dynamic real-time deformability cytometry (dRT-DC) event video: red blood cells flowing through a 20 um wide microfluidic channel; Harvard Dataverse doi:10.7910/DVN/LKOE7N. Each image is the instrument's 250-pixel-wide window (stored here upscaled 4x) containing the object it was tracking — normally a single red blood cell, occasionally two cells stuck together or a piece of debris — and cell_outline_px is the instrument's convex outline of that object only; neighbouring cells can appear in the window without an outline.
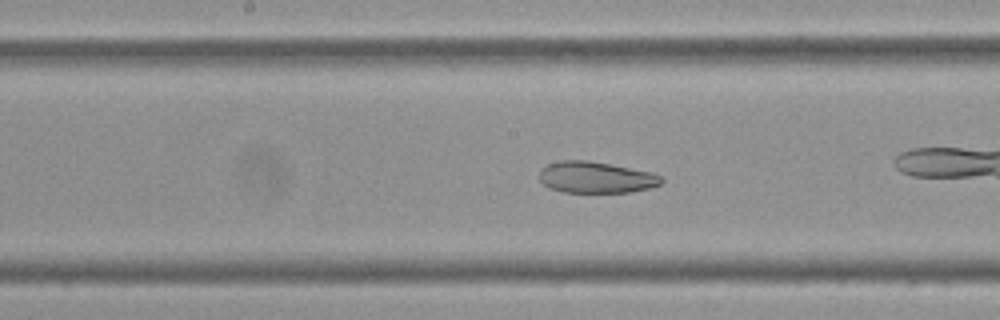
{"species": "Egyptian fruit bat (a non-hibernating species)", "species_latin": "Rousettus aegyptiacus", "temperature_condition": "cold", "stored_images_in_passage": 53, "camera_frame_rate_fps": 3000, "um_per_image_px": 0.085, "frame": {"image": 1, "passage_image": 23, "time_ms": 7.333, "image_size_px": [1000, 320], "cell_outline_px": [[664, 180], [660, 184], [648, 188], [632, 192], [564, 192], [548, 188], [540, 180], [540, 172], [548, 164], [560, 160], [588, 160], [652, 172], [660, 176]], "centroid_in_image_um": [50.65, 15.08], "position_along_channel_um": 197.5, "area_um2": 22.2}, "authors_computed_cell_mechanics": {"area_um2": 28.6688, "velocity_mm_per_s": 3.3425, "shape_relaxation_time_tau1_ms": null, "shape_relaxation_time_tau2_ms": 3.2296, "deformation_change_tau1": null, "deformation_change_tau2": 0.0885}}